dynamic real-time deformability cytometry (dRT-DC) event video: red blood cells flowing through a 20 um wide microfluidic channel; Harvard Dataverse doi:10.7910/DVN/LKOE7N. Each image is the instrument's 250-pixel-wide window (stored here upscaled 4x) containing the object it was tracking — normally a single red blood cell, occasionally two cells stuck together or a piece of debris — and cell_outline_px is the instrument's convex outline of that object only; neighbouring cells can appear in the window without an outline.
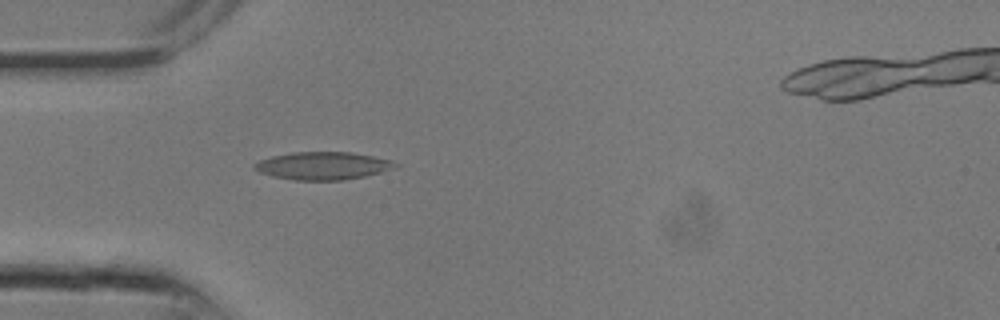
{"species": "common noctule bat (a hibernating species)", "species_latin": "Nyctalus noctula", "temperature_condition": "room temperature", "stored_images_in_passage": 2, "camera_frame_rate_fps": 3000, "um_per_image_px": 0.085, "animal": {"sex": "male", "body_mass_g": 13.3}, "frame": {"image": 1, "passage_image": 2, "time_ms": 0.333, "image_size_px": [1000, 320], "cell_outline_px": [[400, 164], [396, 168], [364, 176], [344, 180], [296, 180], [272, 176], [260, 172], [252, 168], [252, 164], [260, 160], [272, 156], [292, 152], [352, 152], [372, 156], [388, 160]], "centroid_in_image_um": [27.42, 14.09], "position_along_channel_um": 57.6, "area_um2": 22.72}}